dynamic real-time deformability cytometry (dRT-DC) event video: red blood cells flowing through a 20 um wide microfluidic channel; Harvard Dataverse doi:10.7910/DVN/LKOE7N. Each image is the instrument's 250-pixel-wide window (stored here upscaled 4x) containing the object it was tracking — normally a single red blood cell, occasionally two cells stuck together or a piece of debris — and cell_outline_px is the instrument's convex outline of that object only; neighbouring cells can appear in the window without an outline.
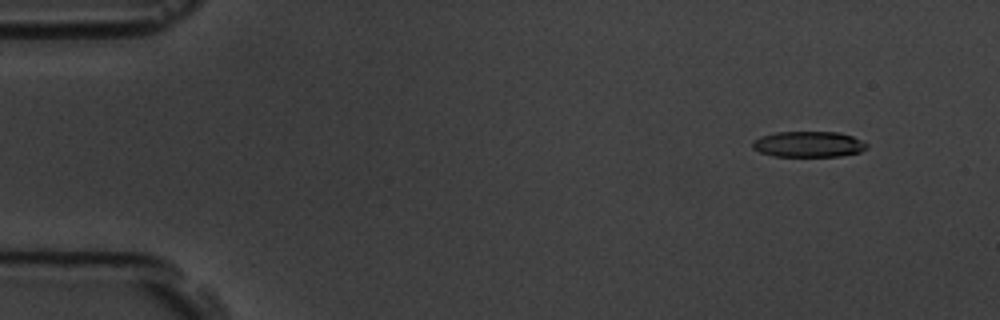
{"species": "common noctule bat (a hibernating species)", "species_latin": "Nyctalus noctula", "temperature_condition": "room temperature", "stored_images_in_passage": 10, "camera_frame_rate_fps": 3000, "um_per_image_px": 0.085, "animal": {"sex": "male", "body_mass_g": 19.5, "forearm_length_mm": 54.6}, "frame": {"image": 1, "passage_image": 2, "time_ms": 1.333, "image_size_px": [1000, 320], "cell_outline_px": [[868, 148], [860, 152], [840, 156], [772, 156], [760, 152], [752, 148], [752, 140], [760, 136], [776, 132], [840, 132], [852, 136], [868, 144]], "centroid_in_image_um": [68.71, 12.26], "position_along_channel_um": 16.3, "area_um2": 17.28}}
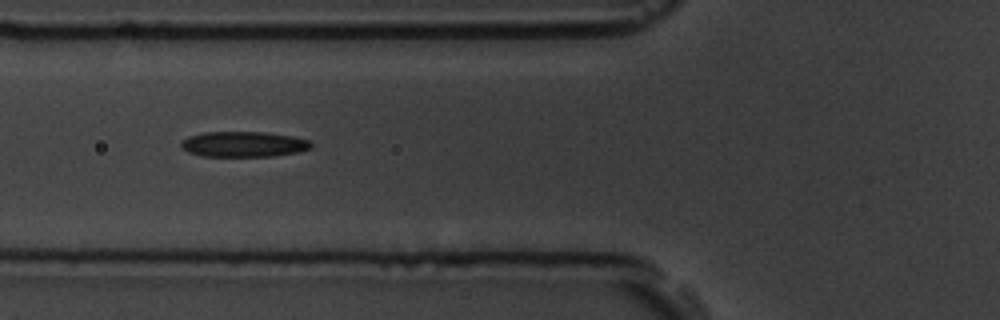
{"frame": {"image": 2, "passage_image": 6, "time_ms": 6.667, "image_size_px": [1000, 320], "cell_outline_px": [[312, 148], [300, 152], [272, 156], [204, 156], [188, 152], [180, 148], [180, 144], [188, 136], [204, 132], [264, 132], [292, 136], [308, 140], [312, 144]], "centroid_in_image_um": [20.71, 12.26], "position_along_channel_um": 105.1, "area_um2": 19.31}}
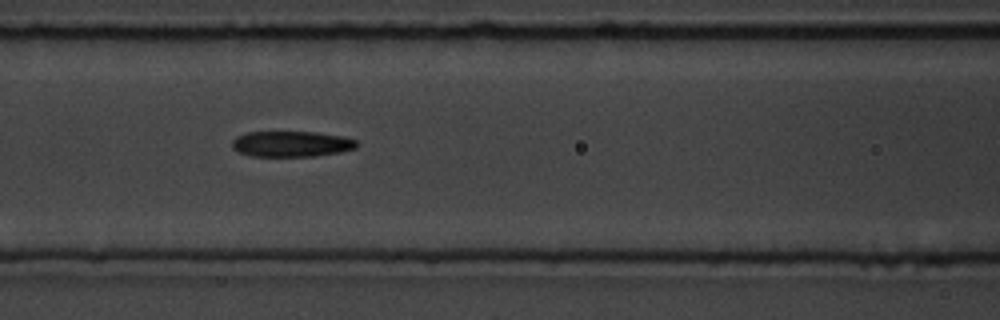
{"frame": {"image": 3, "passage_image": 7, "time_ms": 7.667, "image_size_px": [1000, 320], "cell_outline_px": [[356, 148], [340, 152], [316, 156], [252, 156], [240, 152], [232, 148], [232, 140], [236, 136], [248, 132], [316, 132], [344, 136], [356, 140]], "centroid_in_image_um": [24.77, 12.23], "position_along_channel_um": 141.8, "area_um2": 18.67}}